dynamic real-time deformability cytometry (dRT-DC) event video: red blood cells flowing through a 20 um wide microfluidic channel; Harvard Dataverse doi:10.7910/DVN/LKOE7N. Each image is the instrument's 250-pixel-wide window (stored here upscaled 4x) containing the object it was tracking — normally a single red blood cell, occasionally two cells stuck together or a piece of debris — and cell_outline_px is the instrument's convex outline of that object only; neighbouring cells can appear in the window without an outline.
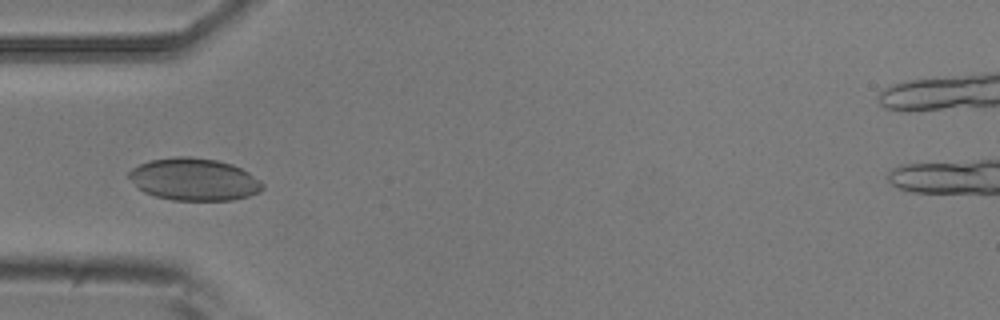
{"species": "common noctule bat (a hibernating species)", "species_latin": "Nyctalus noctula", "temperature_condition": "room temperature", "stored_images_in_passage": 7, "camera_frame_rate_fps": 3000, "um_per_image_px": 0.085, "animal": {"sex": "male", "body_mass_g": 20.5, "forearm_length_mm": 52.5}, "frame": {"image": 1, "passage_image": 5, "time_ms": 4.667, "image_size_px": [1000, 320], "cell_outline_px": [[264, 188], [260, 192], [248, 196], [232, 200], [172, 200], [156, 196], [144, 192], [136, 188], [128, 176], [128, 172], [132, 168], [140, 164], [152, 160], [176, 156], [192, 156], [216, 160], [232, 164], [248, 172], [260, 180], [264, 184]], "centroid_in_image_um": [16.49, 15.25], "position_along_channel_um": 68.5, "area_um2": 33.06}}
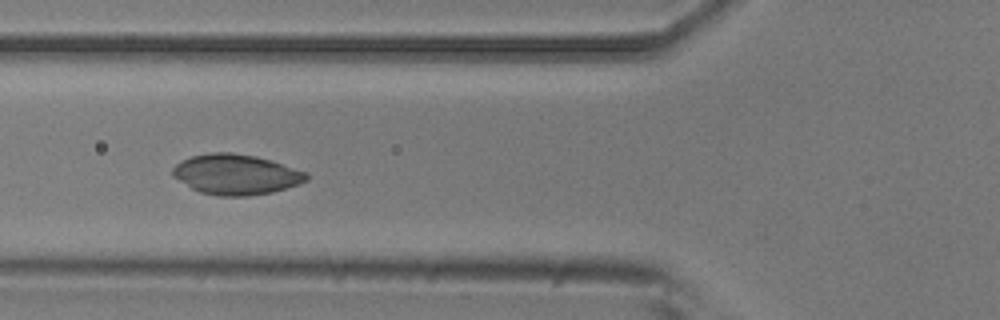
{"frame": {"image": 2, "passage_image": 6, "time_ms": 5.667, "image_size_px": [1000, 320], "cell_outline_px": [[308, 180], [300, 184], [272, 192], [248, 196], [216, 196], [200, 192], [192, 188], [172, 176], [172, 168], [180, 160], [192, 156], [212, 152], [232, 152], [256, 156], [308, 172]], "centroid_in_image_um": [20.05, 14.83], "position_along_channel_um": 105.7, "area_um2": 31.5}}
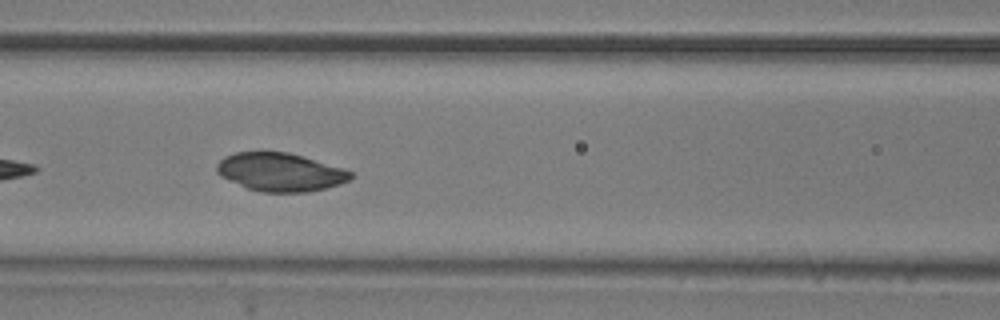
{"frame": {"image": 3, "passage_image": 7, "time_ms": 6.667, "image_size_px": [1000, 320], "cell_outline_px": [[352, 176], [348, 180], [340, 184], [308, 192], [260, 192], [248, 188], [220, 176], [216, 172], [216, 164], [224, 156], [236, 152], [288, 152], [344, 168], [352, 172]], "centroid_in_image_um": [23.8, 14.62], "position_along_channel_um": 142.8, "area_um2": 29.77}}